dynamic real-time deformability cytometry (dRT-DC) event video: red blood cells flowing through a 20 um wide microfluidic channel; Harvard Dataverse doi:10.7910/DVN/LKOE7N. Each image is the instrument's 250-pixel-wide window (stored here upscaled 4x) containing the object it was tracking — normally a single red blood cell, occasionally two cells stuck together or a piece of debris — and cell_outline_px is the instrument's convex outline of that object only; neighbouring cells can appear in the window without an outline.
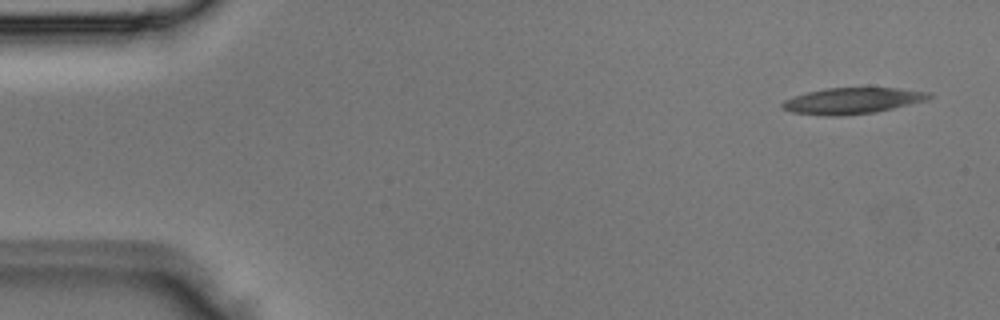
{"species": "Egyptian fruit bat (a non-hibernating species)", "species_latin": "Rousettus aegyptiacus", "temperature_condition": "room temperature", "stored_images_in_passage": 3, "camera_frame_rate_fps": 3000, "um_per_image_px": 0.085, "animal": {"sex": "male"}, "frame": {"image": 1, "passage_image": 1, "time_ms": 0.0, "image_size_px": [1000, 320], "cell_outline_px": [[932, 96], [928, 100], [876, 112], [844, 116], [828, 116], [792, 112], [784, 108], [780, 104], [784, 100], [808, 92], [828, 88], [900, 88], [932, 92]], "centroid_in_image_um": [72.51, 8.57], "position_along_channel_um": 12.5, "area_um2": 22.31}}